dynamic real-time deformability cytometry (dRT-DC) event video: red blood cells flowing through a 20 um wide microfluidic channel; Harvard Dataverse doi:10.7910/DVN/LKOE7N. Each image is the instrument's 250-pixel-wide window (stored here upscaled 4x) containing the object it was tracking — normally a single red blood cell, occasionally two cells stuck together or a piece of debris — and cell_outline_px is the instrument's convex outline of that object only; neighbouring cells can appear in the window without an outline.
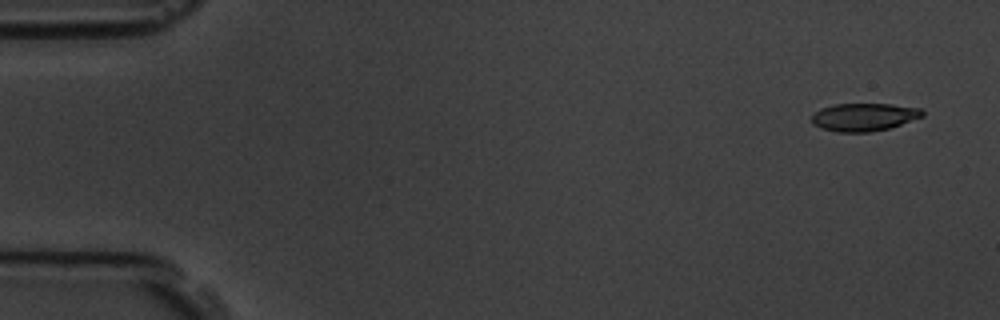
{"species": "common noctule bat (a hibernating species)", "species_latin": "Nyctalus noctula", "temperature_condition": "room temperature", "stored_images_in_passage": 4, "camera_frame_rate_fps": 3000, "um_per_image_px": 0.085, "animal": {"sex": "male", "body_mass_g": 19.5, "forearm_length_mm": 54.6}, "frame": {"image": 1, "passage_image": 1, "time_ms": 0.0, "image_size_px": [1000, 320], "cell_outline_px": [[924, 116], [888, 128], [868, 132], [836, 132], [820, 128], [812, 124], [812, 116], [820, 108], [836, 104], [892, 104], [920, 108], [924, 112]], "centroid_in_image_um": [73.42, 9.95], "position_along_channel_um": 11.6, "area_um2": 17.92}}
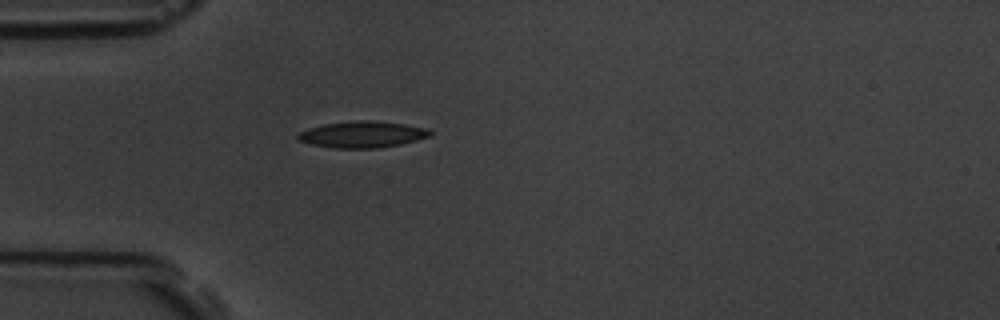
{"frame": {"image": 2, "passage_image": 4, "time_ms": 4.333, "image_size_px": [1000, 320], "cell_outline_px": [[432, 132], [428, 136], [416, 140], [400, 144], [376, 148], [332, 148], [312, 144], [296, 140], [296, 136], [300, 132], [308, 128], [324, 124], [356, 120], [372, 120], [404, 124], [428, 128]], "centroid_in_image_um": [30.76, 11.42], "position_along_channel_um": 54.2, "area_um2": 20.29}}